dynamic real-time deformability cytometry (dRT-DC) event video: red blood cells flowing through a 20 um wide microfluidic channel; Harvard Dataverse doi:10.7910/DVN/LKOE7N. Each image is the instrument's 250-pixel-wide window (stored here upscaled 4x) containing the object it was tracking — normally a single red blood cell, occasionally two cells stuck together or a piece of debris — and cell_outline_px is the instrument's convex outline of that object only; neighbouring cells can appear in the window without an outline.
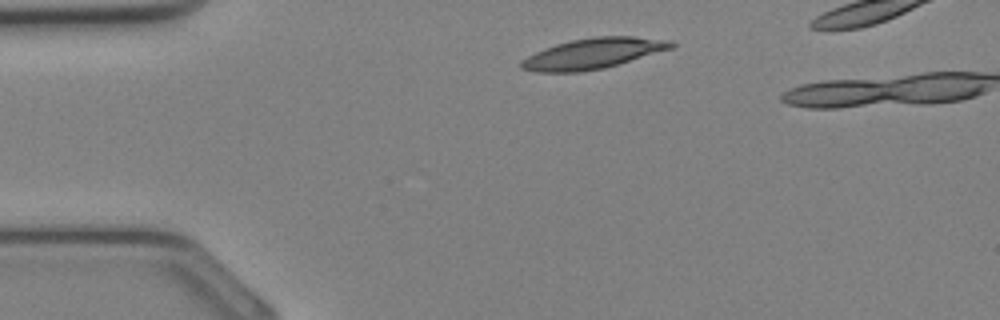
{"species": "Egyptian fruit bat (a non-hibernating species)", "species_latin": "Rousettus aegyptiacus", "temperature_condition": "cold", "stored_images_in_passage": 2, "camera_frame_rate_fps": 3000, "um_per_image_px": 0.085, "animal": {"sex": "female"}, "frame": {"image": 1, "passage_image": 1, "time_ms": 0.0, "image_size_px": [1000, 320], "cell_outline_px": [[676, 48], [604, 68], [580, 72], [536, 72], [520, 68], [520, 60], [544, 48], [556, 44], [572, 40], [596, 36], [636, 36], [672, 40], [676, 44]], "centroid_in_image_um": [50.47, 4.54], "position_along_channel_um": 34.5, "area_um2": 26.99}}